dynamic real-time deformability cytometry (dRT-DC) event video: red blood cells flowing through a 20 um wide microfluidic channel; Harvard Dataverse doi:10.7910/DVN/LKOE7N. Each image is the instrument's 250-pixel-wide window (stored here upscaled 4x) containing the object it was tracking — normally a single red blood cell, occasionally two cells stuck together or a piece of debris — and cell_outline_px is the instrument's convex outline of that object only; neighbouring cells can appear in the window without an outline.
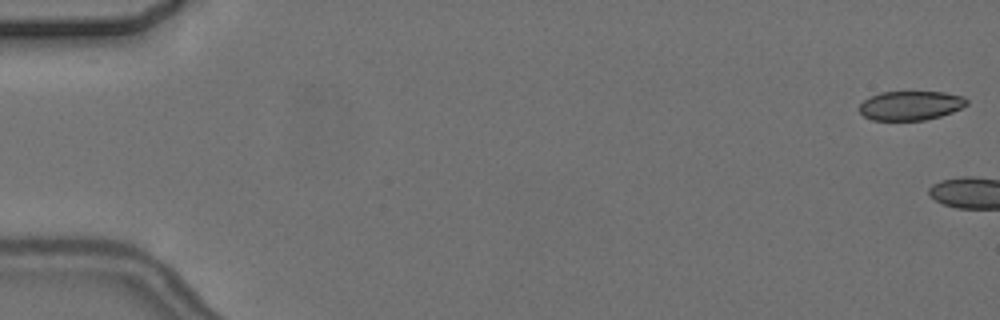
{"species": "common noctule bat (a hibernating species)", "species_latin": "Nyctalus noctula", "temperature_condition": "cold", "stored_images_in_passage": 3, "camera_frame_rate_fps": 3000, "um_per_image_px": 0.085, "animal": {"sex": "female", "body_mass_g": 24.6, "forearm_length_mm": 56.2}, "frame": {"image": 1, "passage_image": 1, "time_ms": 0.0, "image_size_px": [1000, 320], "cell_outline_px": [[968, 104], [952, 112], [940, 116], [924, 120], [872, 120], [864, 116], [856, 108], [864, 100], [880, 92], [944, 92], [964, 96], [968, 100]], "centroid_in_image_um": [77.39, 8.97], "position_along_channel_um": 7.6, "area_um2": 18.32}}